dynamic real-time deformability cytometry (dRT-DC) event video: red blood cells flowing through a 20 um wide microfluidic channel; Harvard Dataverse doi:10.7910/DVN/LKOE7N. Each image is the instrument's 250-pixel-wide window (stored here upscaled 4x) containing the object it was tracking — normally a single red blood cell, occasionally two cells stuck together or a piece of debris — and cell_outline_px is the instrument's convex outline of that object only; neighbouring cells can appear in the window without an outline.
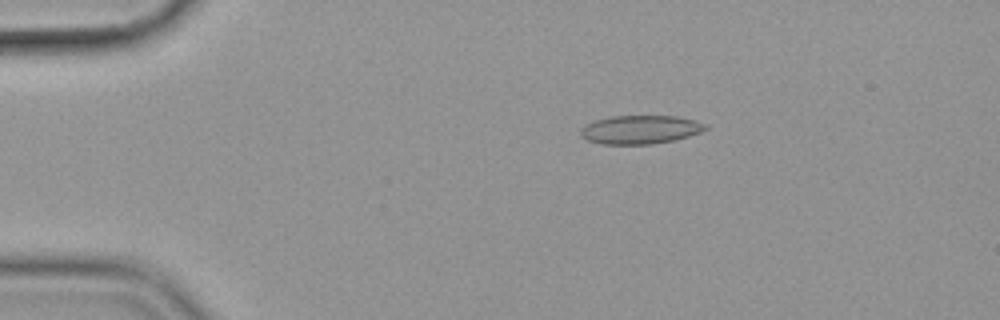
{"species": "common noctule bat (a hibernating species)", "species_latin": "Nyctalus noctula", "temperature_condition": "cold", "stored_images_in_passage": 56, "camera_frame_rate_fps": 3000, "um_per_image_px": 0.085, "animal": {"sex": "female", "body_mass_g": 19.9}, "frame": {"image": 1, "passage_image": 11, "time_ms": 3.333, "image_size_px": [1000, 320], "cell_outline_px": [[708, 128], [700, 132], [676, 140], [652, 144], [600, 144], [588, 140], [580, 136], [580, 128], [596, 120], [612, 116], [676, 116], [696, 120], [708, 124]], "centroid_in_image_um": [54.45, 11.02], "position_along_channel_um": 30.6, "area_um2": 20.87}}
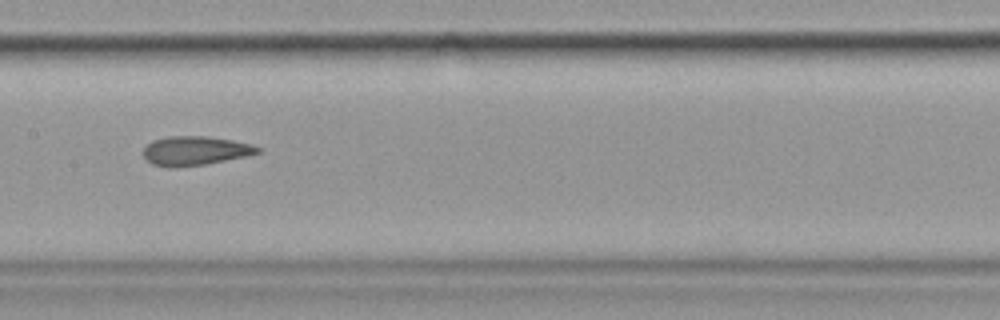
{"frame": {"image": 2, "passage_image": 29, "time_ms": 9.333, "image_size_px": [1000, 320], "cell_outline_px": [[260, 152], [248, 156], [204, 164], [172, 168], [168, 168], [152, 164], [144, 156], [144, 148], [152, 140], [168, 136], [208, 136], [232, 140], [252, 144], [260, 148]], "centroid_in_image_um": [16.59, 12.81], "position_along_channel_um": 190.8, "area_um2": 19.42}}
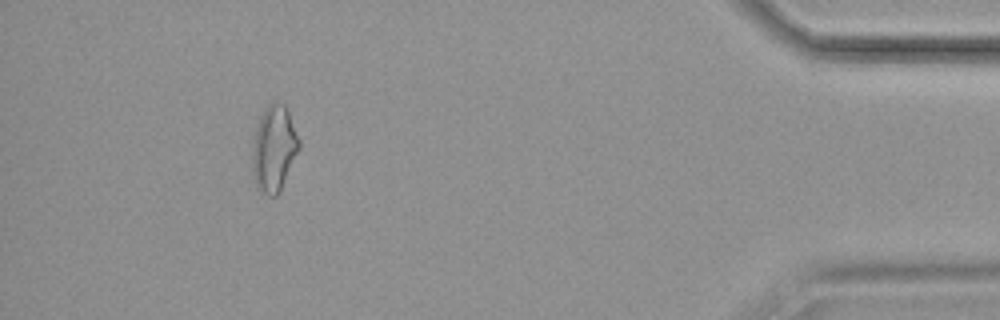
{"frame": {"image": 3, "passage_image": 52, "time_ms": 17.0, "image_size_px": [1000, 320], "cell_outline_px": [[300, 148], [280, 192], [276, 196], [268, 196], [260, 192], [256, 188], [252, 168], [252, 144], [256, 128], [260, 116], [264, 108], [272, 100], [276, 100], [284, 104], [288, 112], [300, 140]], "centroid_in_image_um": [23.28, 12.63], "position_along_channel_um": 411.9, "area_um2": 23.81}, "authors_computed_cell_mechanics": {"area_um2": 20.4612, "velocity_mm_per_s": 3.5959, "shape_relaxation_time_tau1_ms": 6.9127, "shape_relaxation_time_tau2_ms": 5.5198, "deformation_change_tau1": 0.12, "deformation_change_tau2": 0.1339}}